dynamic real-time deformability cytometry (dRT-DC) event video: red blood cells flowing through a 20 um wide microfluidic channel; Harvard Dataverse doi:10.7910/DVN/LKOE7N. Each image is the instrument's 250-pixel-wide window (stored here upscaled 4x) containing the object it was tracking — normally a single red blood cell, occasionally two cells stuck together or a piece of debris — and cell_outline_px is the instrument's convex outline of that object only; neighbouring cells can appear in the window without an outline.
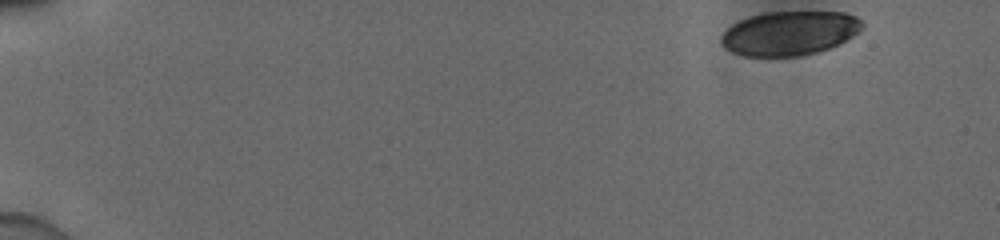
{"species": "human", "species_latin": "Homo sapiens", "temperature_condition": "cold", "stored_images_in_passage": 50, "camera_frame_rate_fps": 3000, "um_per_image_px": 0.085, "donor": {"sex": "male"}, "frame": {"image": 1, "passage_image": 1, "time_ms": 0.0, "image_size_px": [1000, 240], "cell_outline_px": [[864, 24], [852, 36], [828, 48], [816, 52], [800, 56], [744, 56], [732, 52], [724, 48], [720, 44], [720, 36], [732, 24], [740, 20], [752, 16], [768, 12], [844, 12], [856, 16]], "centroid_in_image_um": [67.06, 2.82], "position_along_channel_um": 17.9, "area_um2": 36.01}}
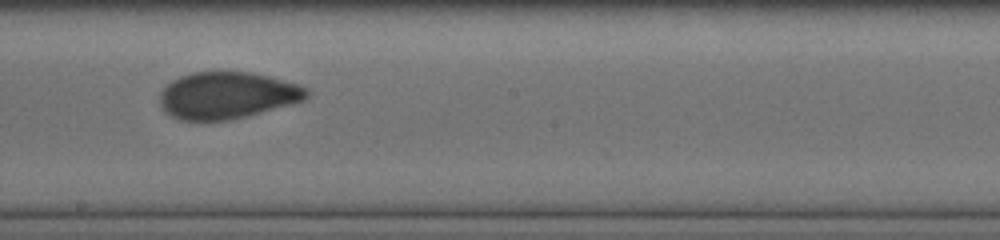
{"frame": {"image": 2, "passage_image": 29, "time_ms": 9.333, "image_size_px": [1000, 240], "cell_outline_px": [[308, 96], [304, 100], [292, 104], [228, 120], [180, 120], [164, 112], [160, 104], [160, 92], [172, 80], [180, 76], [192, 72], [252, 72], [300, 84], [308, 88]], "centroid_in_image_um": [19.31, 8.1], "position_along_channel_um": 228.9, "area_um2": 40.0}}
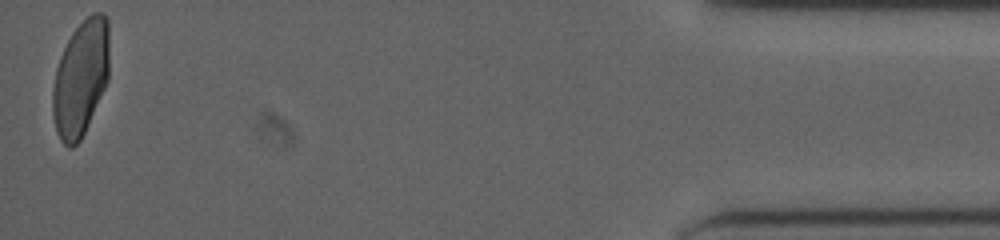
{"frame": {"image": 3, "passage_image": 50, "time_ms": 16.333, "image_size_px": [1000, 240], "cell_outline_px": [[108, 80], [84, 132], [80, 140], [72, 148], [68, 148], [60, 140], [56, 132], [52, 112], [52, 92], [56, 68], [60, 56], [72, 32], [92, 12], [104, 12], [108, 20]], "centroid_in_image_um": [6.84, 6.64], "position_along_channel_um": 428.4, "area_um2": 38.09}, "authors_computed_cell_mechanics": {"area_um2": 39.3618, "velocity_mm_per_s": 3.9092, "shape_relaxation_time_tau1_ms": 8.3026, "shape_relaxation_time_tau2_ms": 0.9258, "deformation_change_tau1": 0.2012, "deformation_change_tau2": 0.0579}}